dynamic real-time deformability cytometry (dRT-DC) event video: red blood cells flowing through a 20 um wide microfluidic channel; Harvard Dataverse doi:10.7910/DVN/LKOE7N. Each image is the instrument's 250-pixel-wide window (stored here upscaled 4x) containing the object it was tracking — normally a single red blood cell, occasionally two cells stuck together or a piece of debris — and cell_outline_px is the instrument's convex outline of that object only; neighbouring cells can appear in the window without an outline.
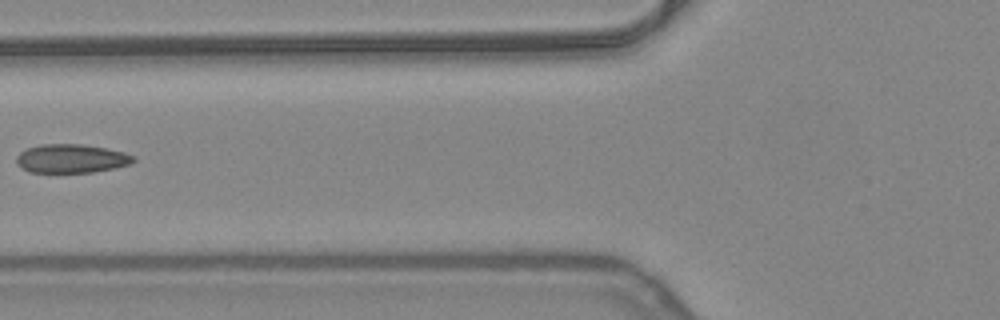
{"species": "common noctule bat (a hibernating species)", "species_latin": "Nyctalus noctula", "temperature_condition": "warm", "stored_images_in_passage": 4, "camera_frame_rate_fps": 3000, "um_per_image_px": 0.085, "animal": {"sex": "female", "body_mass_g": 24.6, "forearm_length_mm": 56.2}, "frame": {"image": 1, "passage_image": 2, "time_ms": 0.333, "image_size_px": [1000, 320], "cell_outline_px": [[136, 160], [132, 164], [116, 168], [92, 172], [28, 172], [20, 168], [16, 164], [16, 156], [20, 152], [28, 148], [40, 144], [80, 144], [108, 148], [124, 152], [136, 156]], "centroid_in_image_um": [6.09, 13.48], "position_along_channel_um": 119.7, "area_um2": 19.88}}